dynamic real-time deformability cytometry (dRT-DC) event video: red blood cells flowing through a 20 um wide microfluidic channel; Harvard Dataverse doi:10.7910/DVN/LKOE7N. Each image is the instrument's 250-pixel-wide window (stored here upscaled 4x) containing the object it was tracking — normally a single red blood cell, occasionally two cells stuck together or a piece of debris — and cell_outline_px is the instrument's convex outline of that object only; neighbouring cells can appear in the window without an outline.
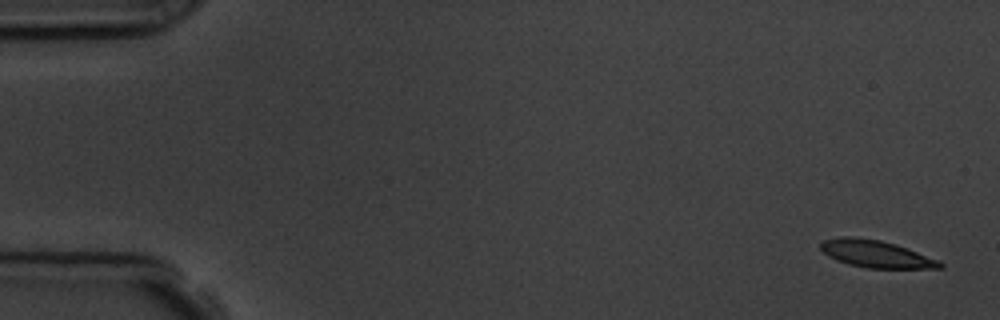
{"species": "common noctule bat (a hibernating species)", "species_latin": "Nyctalus noctula", "temperature_condition": "room temperature", "stored_images_in_passage": 5, "camera_frame_rate_fps": 3000, "um_per_image_px": 0.085, "animal": {"sex": "male", "body_mass_g": 19.5, "forearm_length_mm": 54.6}, "frame": {"image": 1, "passage_image": 1, "time_ms": 0.0, "image_size_px": [1000, 320], "cell_outline_px": [[944, 268], [868, 268], [848, 264], [836, 260], [828, 256], [820, 248], [820, 244], [824, 240], [840, 236], [852, 236], [880, 240], [896, 244], [940, 260], [944, 264]], "centroid_in_image_um": [74.47, 21.58], "position_along_channel_um": 10.5, "area_um2": 19.02}}
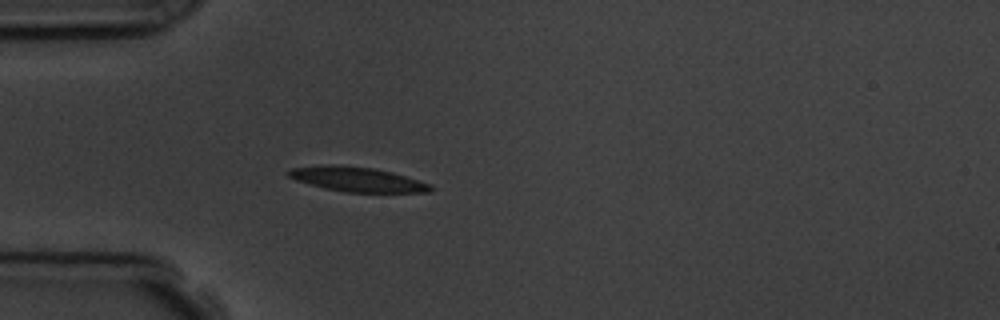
{"frame": {"image": 2, "passage_image": 5, "time_ms": 4.667, "image_size_px": [1000, 320], "cell_outline_px": [[432, 188], [428, 192], [344, 192], [324, 188], [296, 180], [288, 176], [284, 172], [292, 168], [320, 164], [332, 164], [372, 168], [392, 172], [432, 184]], "centroid_in_image_um": [30.31, 15.23], "position_along_channel_um": 54.7, "area_um2": 20.4}}